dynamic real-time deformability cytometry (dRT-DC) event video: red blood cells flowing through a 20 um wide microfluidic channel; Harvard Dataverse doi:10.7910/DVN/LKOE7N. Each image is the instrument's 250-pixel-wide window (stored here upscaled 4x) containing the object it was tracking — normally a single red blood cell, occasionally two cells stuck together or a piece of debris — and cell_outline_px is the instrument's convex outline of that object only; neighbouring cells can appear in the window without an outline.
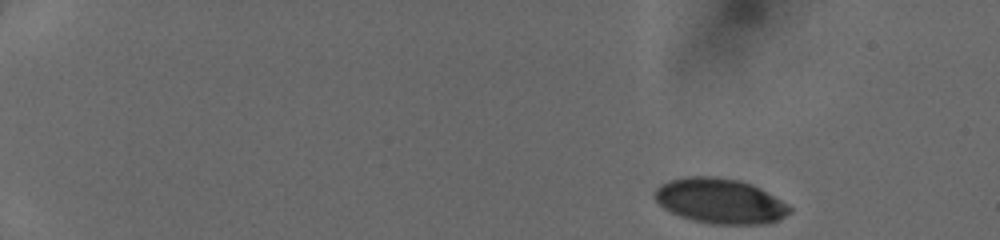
{"species": "human", "species_latin": "Homo sapiens", "temperature_condition": "cold", "stored_images_in_passage": 44, "camera_frame_rate_fps": 3000, "um_per_image_px": 0.085, "donor": {"sex": "female"}, "frame": {"image": 1, "passage_image": 1, "time_ms": 0.0, "image_size_px": [1000, 240], "cell_outline_px": [[792, 212], [772, 224], [716, 224], [696, 220], [680, 216], [664, 208], [652, 196], [652, 192], [660, 184], [668, 180], [688, 176], [716, 176], [740, 180], [752, 184], [760, 188], [788, 204], [792, 208]], "centroid_in_image_um": [61.22, 17.07], "position_along_channel_um": 23.8, "area_um2": 35.72}}
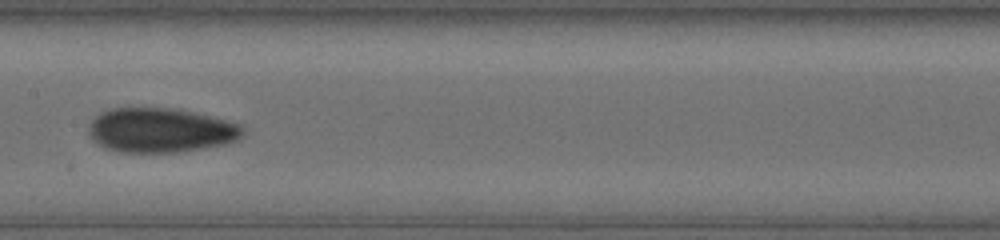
{"frame": {"image": 2, "passage_image": 23, "time_ms": 7.333, "image_size_px": [1000, 240], "cell_outline_px": [[244, 132], [236, 140], [224, 144], [180, 152], [120, 152], [104, 148], [92, 140], [88, 132], [88, 124], [100, 112], [108, 108], [176, 108], [196, 112], [240, 124], [244, 128]], "centroid_in_image_um": [13.61, 11.06], "position_along_channel_um": 193.8, "area_um2": 40.17}}
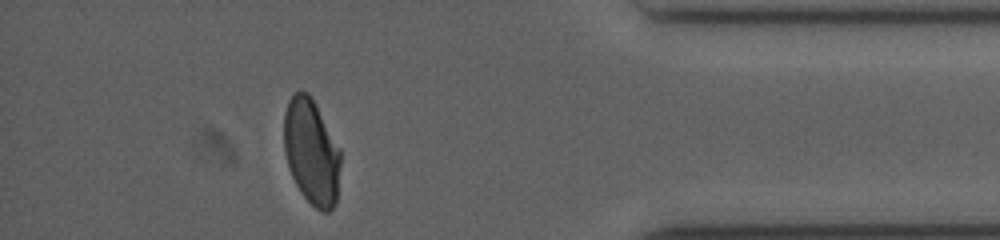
{"frame": {"image": 3, "passage_image": 40, "time_ms": 13.0, "image_size_px": [1000, 240], "cell_outline_px": [[340, 164], [336, 204], [328, 212], [324, 212], [316, 208], [300, 192], [292, 176], [284, 152], [284, 112], [288, 100], [300, 88], [308, 92], [312, 96], [340, 148]], "centroid_in_image_um": [26.47, 12.86], "position_along_channel_um": 408.7, "area_um2": 35.03}}